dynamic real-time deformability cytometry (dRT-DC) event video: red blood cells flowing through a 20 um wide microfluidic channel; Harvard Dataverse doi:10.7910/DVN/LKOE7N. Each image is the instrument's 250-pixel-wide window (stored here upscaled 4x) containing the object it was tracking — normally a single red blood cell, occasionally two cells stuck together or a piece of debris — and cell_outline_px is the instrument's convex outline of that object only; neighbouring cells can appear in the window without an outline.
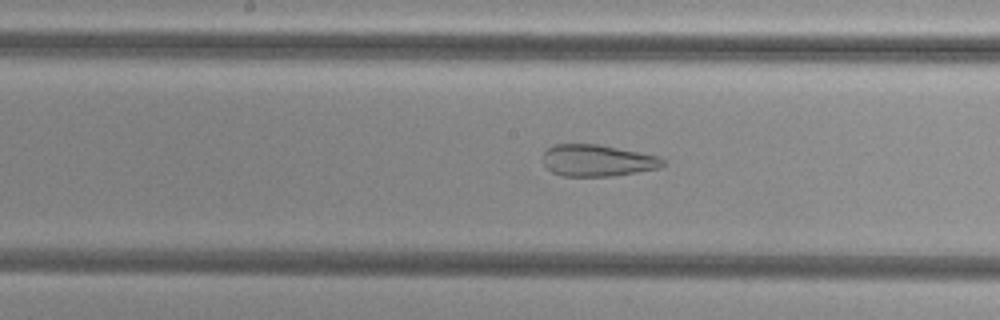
{"species": "common noctule bat (a hibernating species)", "species_latin": "Nyctalus noctula", "temperature_condition": "cold", "stored_images_in_passage": 48, "camera_frame_rate_fps": 3000, "um_per_image_px": 0.085, "animal": {"sex": "female", "body_mass_g": 29.2, "forearm_length_mm": 56.3}, "frame": {"image": 1, "passage_image": 28, "time_ms": 9.0, "image_size_px": [1000, 320], "cell_outline_px": [[668, 160], [660, 168], [612, 176], [560, 176], [544, 168], [544, 152], [548, 148], [556, 144], [596, 144], [660, 156]], "centroid_in_image_um": [50.79, 13.65], "position_along_channel_um": 197.4, "area_um2": 22.25}}
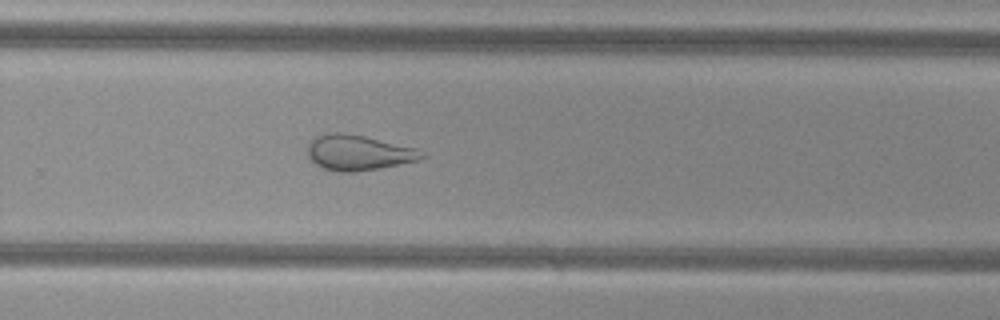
{"frame": {"image": 2, "passage_image": 36, "time_ms": 11.667, "image_size_px": [1000, 320], "cell_outline_px": [[428, 156], [420, 160], [380, 168], [352, 172], [340, 172], [324, 168], [316, 164], [308, 156], [308, 144], [316, 136], [328, 132], [344, 132], [364, 136], [416, 148]], "centroid_in_image_um": [30.47, 12.97], "position_along_channel_um": 299.3, "area_um2": 23.47}}
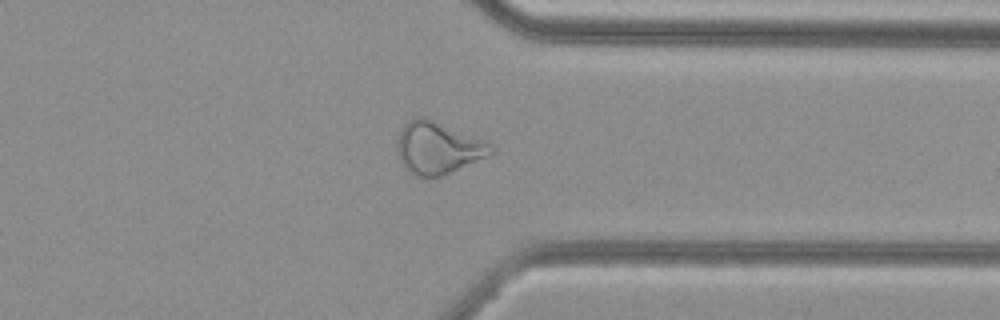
{"frame": {"image": 3, "passage_image": 42, "time_ms": 13.667, "image_size_px": [1000, 320], "cell_outline_px": [[496, 148], [492, 152], [484, 156], [440, 176], [416, 176], [404, 168], [396, 152], [396, 144], [400, 132], [404, 124], [412, 116], [424, 116], [488, 144]], "centroid_in_image_um": [37.09, 12.55], "position_along_channel_um": 374.3, "area_um2": 27.46}}